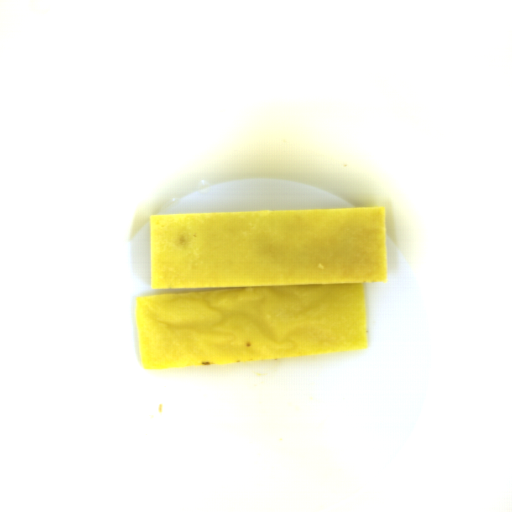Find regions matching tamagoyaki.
Returning a JSON list of instances; mask_svg holds the SVG:
<instances>
[{
  "mask_svg": "<svg viewBox=\"0 0 512 512\" xmlns=\"http://www.w3.org/2000/svg\"><path fill=\"white\" fill-rule=\"evenodd\" d=\"M149 252L150 290L200 289L135 298L146 371L368 349L388 281L383 206L153 214Z\"/></svg>",
  "mask_w": 512,
  "mask_h": 512,
  "instance_id": "tamagoyaki-1",
  "label": "tamagoyaki"
}]
</instances>
